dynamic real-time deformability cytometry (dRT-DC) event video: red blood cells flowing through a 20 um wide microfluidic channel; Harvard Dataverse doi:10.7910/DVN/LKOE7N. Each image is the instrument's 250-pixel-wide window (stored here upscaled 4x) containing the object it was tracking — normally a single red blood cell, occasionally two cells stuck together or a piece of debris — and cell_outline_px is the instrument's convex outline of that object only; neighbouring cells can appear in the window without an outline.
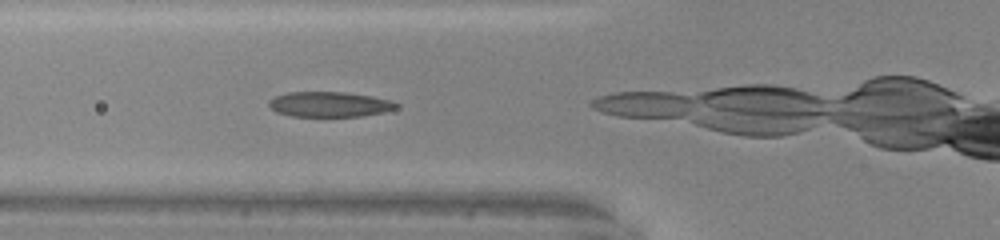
{"species": "common noctule bat (a hibernating species)", "species_latin": "Nyctalus noctula", "temperature_condition": "warm", "stored_images_in_passage": 5, "camera_frame_rate_fps": 3000, "um_per_image_px": 0.085, "animal": {"sex": "male", "body_mass_g": 20.0, "forearm_length_mm": 53.3}, "frame": {"image": 1, "passage_image": 3, "time_ms": 0.667, "image_size_px": [1000, 240], "cell_outline_px": [[400, 104], [396, 108], [384, 112], [364, 116], [292, 116], [276, 112], [268, 104], [268, 100], [276, 96], [288, 92], [344, 92], [372, 96], [392, 100]], "centroid_in_image_um": [28.03, 8.86], "position_along_channel_um": 97.8, "area_um2": 18.73}}